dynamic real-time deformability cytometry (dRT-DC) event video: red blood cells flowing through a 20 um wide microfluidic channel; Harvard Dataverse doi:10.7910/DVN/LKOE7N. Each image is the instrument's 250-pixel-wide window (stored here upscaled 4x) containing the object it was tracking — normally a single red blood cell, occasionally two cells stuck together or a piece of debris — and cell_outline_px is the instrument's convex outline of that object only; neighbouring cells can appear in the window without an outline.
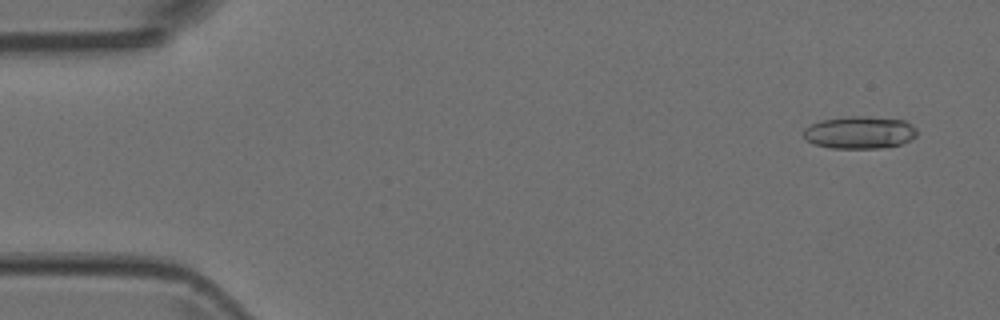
{"species": "Egyptian fruit bat (a non-hibernating species)", "species_latin": "Rousettus aegyptiacus", "temperature_condition": "room temperature", "stored_images_in_passage": 50, "camera_frame_rate_fps": 3000, "um_per_image_px": 0.085, "animal": {"sex": "female"}, "frame": {"image": 1, "passage_image": 2, "time_ms": 0.333, "image_size_px": [1000, 320], "cell_outline_px": [[916, 136], [900, 144], [880, 148], [832, 148], [816, 144], [804, 140], [804, 128], [820, 120], [848, 116], [868, 116], [904, 120], [912, 124], [916, 128]], "centroid_in_image_um": [73.06, 11.25], "position_along_channel_um": 11.9, "area_um2": 21.44}}
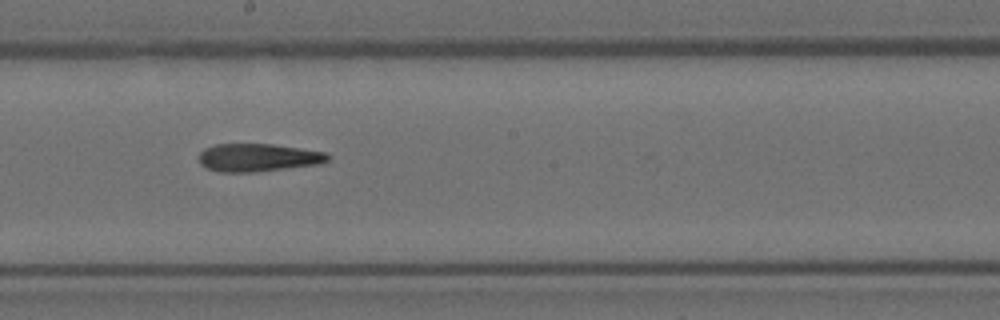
{"frame": {"image": 2, "passage_image": 27, "time_ms": 8.667, "image_size_px": [1000, 320], "cell_outline_px": [[328, 160], [320, 164], [252, 172], [220, 172], [208, 168], [200, 164], [200, 152], [204, 148], [216, 144], [272, 144], [324, 152], [328, 156]], "centroid_in_image_um": [21.9, 13.39], "position_along_channel_um": 226.3, "area_um2": 20.69}}
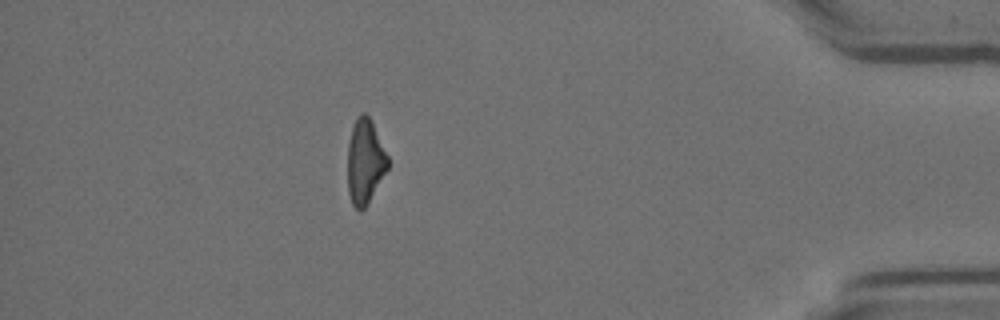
{"frame": {"image": 3, "passage_image": 44, "time_ms": 14.333, "image_size_px": [1000, 320], "cell_outline_px": [[388, 168], [368, 204], [360, 212], [352, 204], [348, 192], [348, 144], [352, 128], [360, 112], [364, 112], [372, 120], [388, 156]], "centroid_in_image_um": [31.03, 13.74], "position_along_channel_um": 404.2, "area_um2": 19.88}}